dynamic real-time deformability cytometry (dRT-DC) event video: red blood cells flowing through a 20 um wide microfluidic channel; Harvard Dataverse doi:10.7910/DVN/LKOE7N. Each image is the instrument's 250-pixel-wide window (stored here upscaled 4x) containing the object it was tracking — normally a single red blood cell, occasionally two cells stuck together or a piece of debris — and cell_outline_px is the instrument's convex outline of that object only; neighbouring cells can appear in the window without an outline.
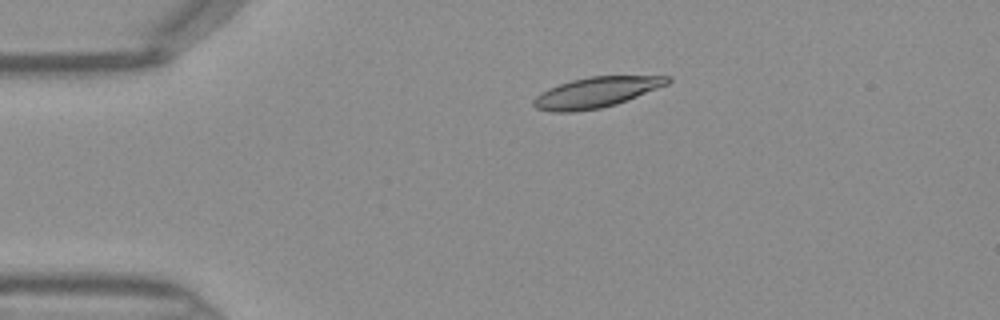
{"species": "Egyptian fruit bat (a non-hibernating species)", "species_latin": "Rousettus aegyptiacus", "temperature_condition": "warm", "stored_images_in_passage": 47, "camera_frame_rate_fps": 3000, "um_per_image_px": 0.085, "frame": {"image": 1, "passage_image": 10, "time_ms": 3.0, "image_size_px": [1000, 320], "cell_outline_px": [[672, 80], [668, 84], [616, 104], [600, 108], [576, 112], [552, 112], [536, 108], [532, 104], [532, 100], [540, 92], [548, 88], [572, 80], [592, 76], [672, 76]], "centroid_in_image_um": [50.65, 7.85], "position_along_channel_um": 34.4, "area_um2": 23.7}}
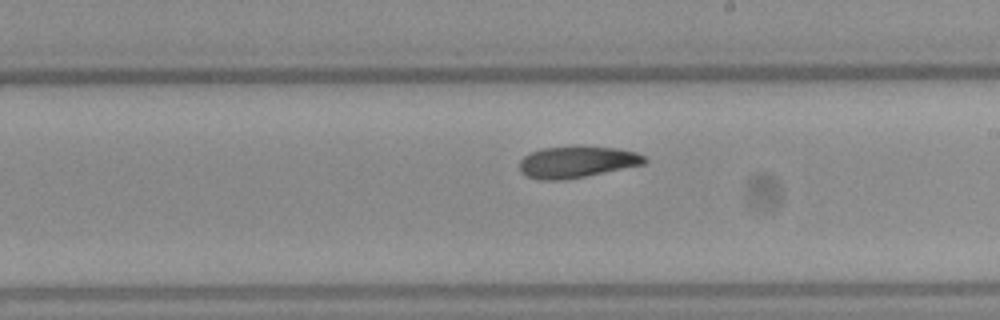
{"frame": {"image": 2, "passage_image": 27, "time_ms": 8.667, "image_size_px": [1000, 320], "cell_outline_px": [[648, 160], [644, 164], [564, 180], [536, 180], [524, 176], [520, 172], [520, 160], [524, 156], [540, 148], [580, 144], [616, 148], [636, 152], [644, 156]], "centroid_in_image_um": [48.99, 13.74], "position_along_channel_um": 240.0, "area_um2": 23.52}}
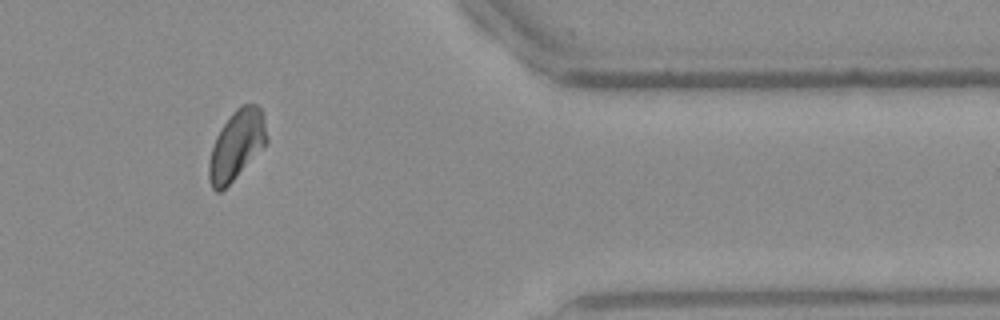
{"frame": {"image": 3, "passage_image": 39, "time_ms": 12.667, "image_size_px": [1000, 320], "cell_outline_px": [[268, 140], [232, 180], [220, 192], [216, 192], [212, 188], [208, 176], [208, 164], [212, 148], [216, 136], [232, 112], [240, 104], [256, 104], [260, 108], [264, 116], [268, 136]], "centroid_in_image_um": [20.1, 12.29], "position_along_channel_um": 391.3, "area_um2": 22.89}}